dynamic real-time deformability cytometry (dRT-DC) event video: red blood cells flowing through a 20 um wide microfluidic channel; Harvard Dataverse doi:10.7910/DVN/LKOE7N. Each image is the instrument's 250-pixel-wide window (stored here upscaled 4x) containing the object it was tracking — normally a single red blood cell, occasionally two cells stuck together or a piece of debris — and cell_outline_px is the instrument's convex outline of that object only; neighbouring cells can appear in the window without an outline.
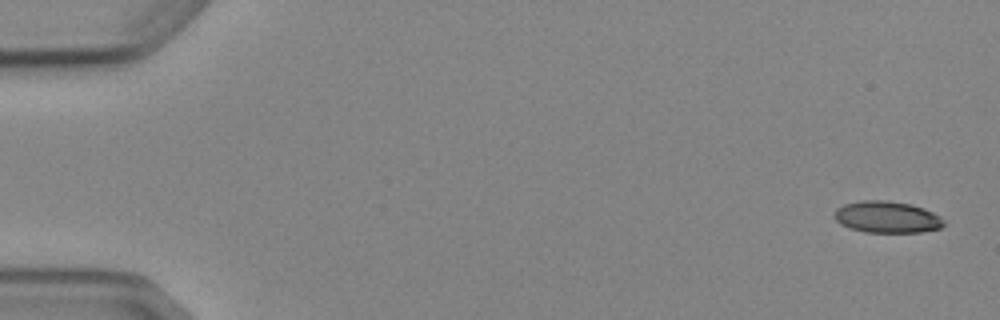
{"species": "Egyptian fruit bat (a non-hibernating species)", "species_latin": "Rousettus aegyptiacus", "temperature_condition": "cold", "stored_images_in_passage": 5, "camera_frame_rate_fps": 3000, "um_per_image_px": 0.085, "animal": {"sex": "female"}, "frame": {"image": 1, "passage_image": 1, "time_ms": 0.0, "image_size_px": [1000, 320], "cell_outline_px": [[944, 224], [940, 228], [920, 232], [864, 232], [840, 224], [832, 216], [836, 208], [844, 204], [860, 200], [884, 200], [908, 204], [924, 208], [940, 216], [944, 220]], "centroid_in_image_um": [75.36, 18.44], "position_along_channel_um": 9.6, "area_um2": 20.17}}
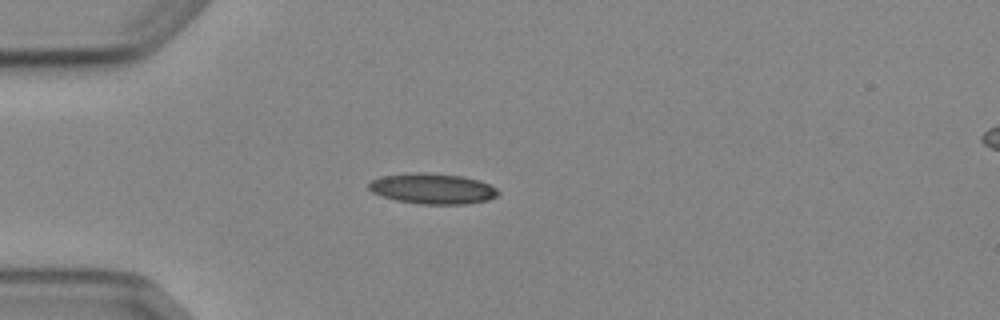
{"frame": {"image": 2, "passage_image": 5, "time_ms": 4.333, "image_size_px": [1000, 320], "cell_outline_px": [[500, 192], [496, 196], [488, 200], [464, 204], [420, 204], [396, 200], [372, 192], [368, 188], [368, 184], [372, 180], [380, 176], [416, 172], [424, 172], [464, 176], [480, 180], [496, 188]], "centroid_in_image_um": [36.77, 16.03], "position_along_channel_um": 48.2, "area_um2": 23.06}}